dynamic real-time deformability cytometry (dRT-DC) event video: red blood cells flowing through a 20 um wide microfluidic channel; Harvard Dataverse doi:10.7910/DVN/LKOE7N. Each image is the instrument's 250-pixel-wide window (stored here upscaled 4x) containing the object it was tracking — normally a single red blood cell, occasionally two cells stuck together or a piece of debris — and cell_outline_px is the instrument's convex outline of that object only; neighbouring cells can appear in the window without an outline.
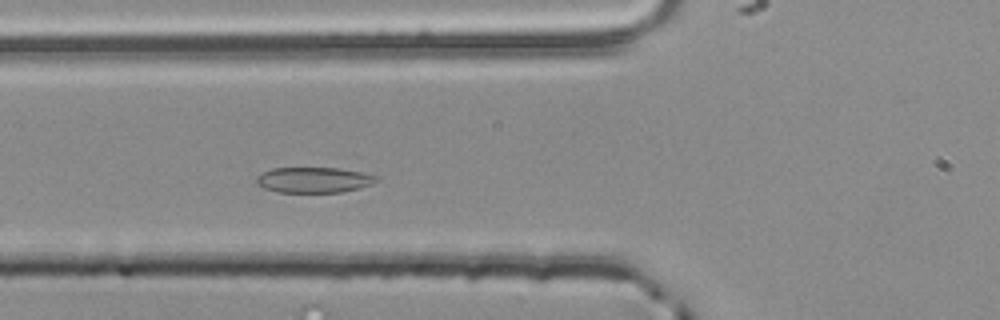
{"species": "common noctule bat (a hibernating species)", "species_latin": "Nyctalus noctula", "temperature_condition": "room temperature", "stored_images_in_passage": 20, "camera_frame_rate_fps": 3000, "um_per_image_px": 0.085, "animal": {"sex": "male", "body_mass_g": 20.4}, "frame": {"image": 1, "passage_image": 7, "time_ms": 2.0, "image_size_px": [1000, 320], "cell_outline_px": [[380, 176], [376, 180], [368, 184], [356, 188], [340, 192], [276, 192], [264, 188], [256, 184], [256, 176], [272, 168], [336, 168], [360, 172]], "centroid_in_image_um": [26.6, 15.29], "position_along_channel_um": 99.2, "area_um2": 17.57}}
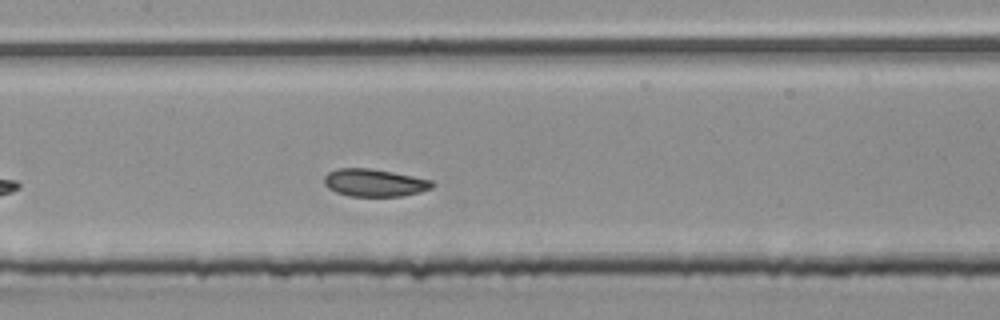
{"frame": {"image": 2, "passage_image": 13, "time_ms": 4.0, "image_size_px": [1000, 320], "cell_outline_px": [[436, 184], [432, 188], [420, 192], [400, 196], [348, 196], [336, 192], [328, 188], [324, 184], [324, 176], [328, 172], [336, 168], [368, 168], [392, 172], [432, 180]], "centroid_in_image_um": [31.81, 15.53], "position_along_channel_um": 175.6, "area_um2": 17.4}}
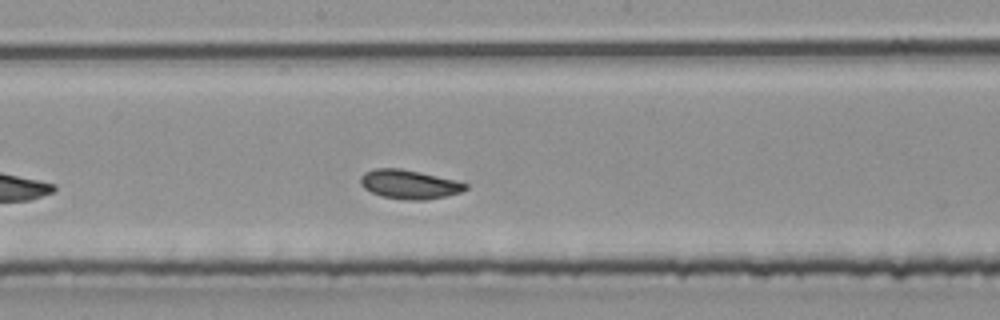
{"frame": {"image": 3, "passage_image": 16, "time_ms": 5.0, "image_size_px": [1000, 320], "cell_outline_px": [[468, 188], [460, 192], [428, 200], [404, 200], [380, 196], [364, 188], [360, 184], [360, 176], [364, 172], [372, 168], [400, 168], [420, 172], [456, 180], [468, 184]], "centroid_in_image_um": [34.76, 15.66], "position_along_channel_um": 213.4, "area_um2": 17.92}}